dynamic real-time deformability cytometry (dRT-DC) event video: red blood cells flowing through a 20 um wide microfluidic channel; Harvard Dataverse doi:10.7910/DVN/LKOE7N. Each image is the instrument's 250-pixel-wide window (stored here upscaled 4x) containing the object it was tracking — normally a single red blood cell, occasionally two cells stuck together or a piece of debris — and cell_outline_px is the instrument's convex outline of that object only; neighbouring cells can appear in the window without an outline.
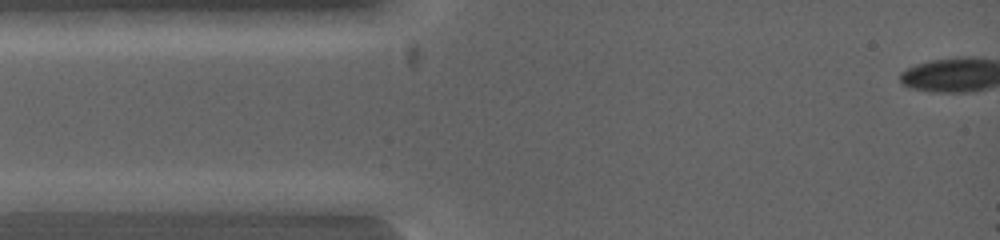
{"species": "common noctule bat (a hibernating species)", "species_latin": "Nyctalus noctula", "temperature_condition": "warm", "stored_images_in_passage": 3, "camera_frame_rate_fps": 5000, "um_per_image_px": 0.085, "animal": {"sex": "female", "body_mass_g": 19.0, "forearm_length_mm": 53.3}, "frame": {"image": 1, "passage_image": 1, "time_ms": 0.0, "image_size_px": [1000, 240], "cell_outline_px": [[128, 200], [116, 208], [96, 212], [20, 212], [12, 200], [24, 192], [80, 192]], "centroid_in_image_um": [5.53, 17.2], "position_along_channel_um": 79.5, "area_um2": 13.7}}